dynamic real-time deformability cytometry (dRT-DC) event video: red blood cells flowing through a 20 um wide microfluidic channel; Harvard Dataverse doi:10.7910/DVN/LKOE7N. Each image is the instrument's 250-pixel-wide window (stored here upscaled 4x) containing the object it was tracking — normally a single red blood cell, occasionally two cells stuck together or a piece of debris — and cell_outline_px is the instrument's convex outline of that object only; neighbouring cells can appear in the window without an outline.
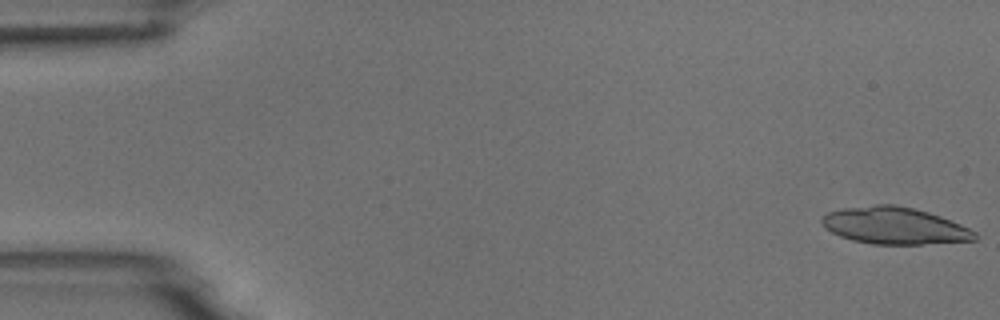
{"species": "common noctule bat (a hibernating species)", "species_latin": "Nyctalus noctula", "temperature_condition": "room temperature", "stored_images_in_passage": 15, "camera_frame_rate_fps": 3000, "um_per_image_px": 0.085, "animal": {"sex": "male", "body_mass_g": 18.8}, "frame": {"image": 1, "passage_image": 1, "time_ms": 0.0, "image_size_px": [1000, 320], "cell_outline_px": [[980, 236], [976, 240], [920, 244], [872, 244], [852, 240], [840, 236], [824, 228], [820, 220], [820, 216], [828, 212], [840, 208], [876, 204], [896, 204], [928, 212], [940, 216], [960, 224], [976, 232]], "centroid_in_image_um": [76.0, 19.18], "position_along_channel_um": 9.0, "area_um2": 33.12}, "authors_computed_cell_mechanics": {"area_um2": 19.652, "velocity_mm_per_s": 3.7261, "shape_relaxation_time_tau1_ms": 5.1534, "shape_relaxation_time_tau2_ms": 2.4934, "deformation_change_tau1": 0.1658, "deformation_change_tau2": 0.0932}}